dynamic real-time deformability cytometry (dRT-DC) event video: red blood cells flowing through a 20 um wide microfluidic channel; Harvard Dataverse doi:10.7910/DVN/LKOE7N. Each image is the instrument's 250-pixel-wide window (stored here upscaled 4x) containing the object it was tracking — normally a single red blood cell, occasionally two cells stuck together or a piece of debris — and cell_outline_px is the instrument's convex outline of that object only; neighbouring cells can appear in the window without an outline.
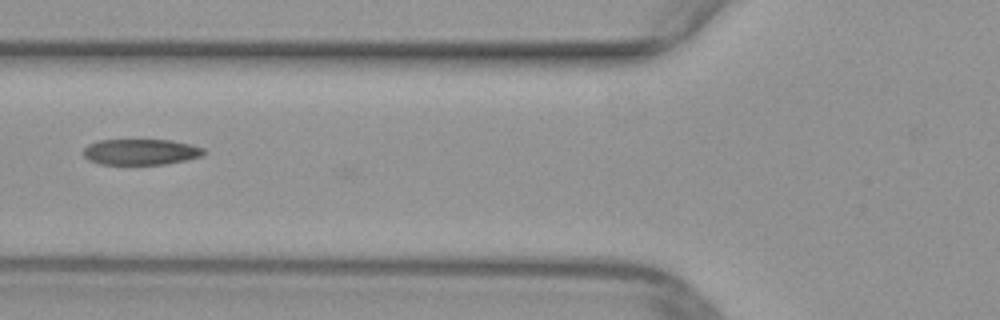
{"species": "common noctule bat (a hibernating species)", "species_latin": "Nyctalus noctula", "temperature_condition": "warm", "stored_images_in_passage": 38, "camera_frame_rate_fps": 3000, "um_per_image_px": 0.085, "animal": {"sex": "female", "body_mass_g": 29.2, "forearm_length_mm": 56.3}, "frame": {"image": 1, "passage_image": 11, "time_ms": 3.333, "image_size_px": [1000, 320], "cell_outline_px": [[204, 152], [200, 156], [184, 160], [164, 164], [100, 164], [88, 160], [84, 156], [84, 148], [88, 144], [100, 140], [172, 140], [192, 144], [204, 148]], "centroid_in_image_um": [11.95, 12.9], "position_along_channel_um": 113.9, "area_um2": 18.03}}
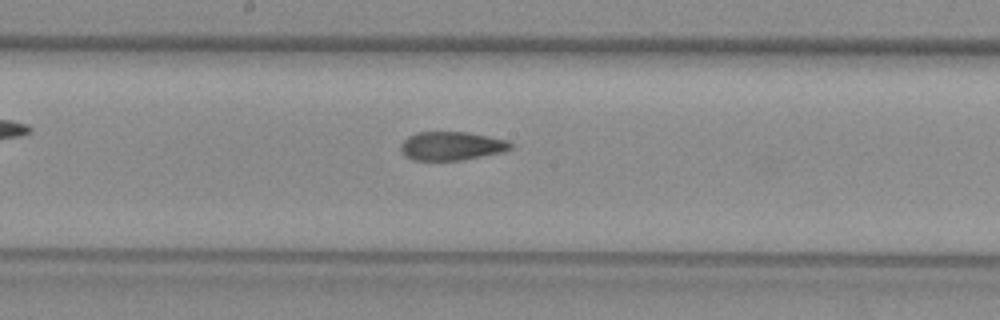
{"frame": {"image": 2, "passage_image": 18, "time_ms": 5.667, "image_size_px": [1000, 320], "cell_outline_px": [[512, 148], [504, 152], [460, 160], [412, 160], [404, 156], [400, 148], [400, 144], [408, 136], [416, 132], [468, 132], [508, 140], [512, 144]], "centroid_in_image_um": [38.37, 12.4], "position_along_channel_um": 209.8, "area_um2": 18.44}}
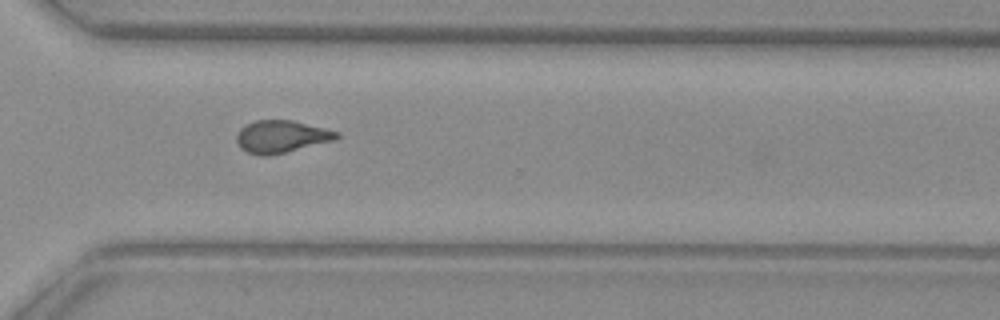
{"frame": {"image": 3, "passage_image": 28, "time_ms": 9.0, "image_size_px": [1000, 320], "cell_outline_px": [[340, 136], [336, 140], [268, 156], [260, 156], [248, 152], [240, 148], [236, 140], [236, 136], [240, 128], [244, 124], [256, 120], [292, 120], [340, 132]], "centroid_in_image_um": [23.9, 11.6], "position_along_channel_um": 346.7, "area_um2": 18.96}}